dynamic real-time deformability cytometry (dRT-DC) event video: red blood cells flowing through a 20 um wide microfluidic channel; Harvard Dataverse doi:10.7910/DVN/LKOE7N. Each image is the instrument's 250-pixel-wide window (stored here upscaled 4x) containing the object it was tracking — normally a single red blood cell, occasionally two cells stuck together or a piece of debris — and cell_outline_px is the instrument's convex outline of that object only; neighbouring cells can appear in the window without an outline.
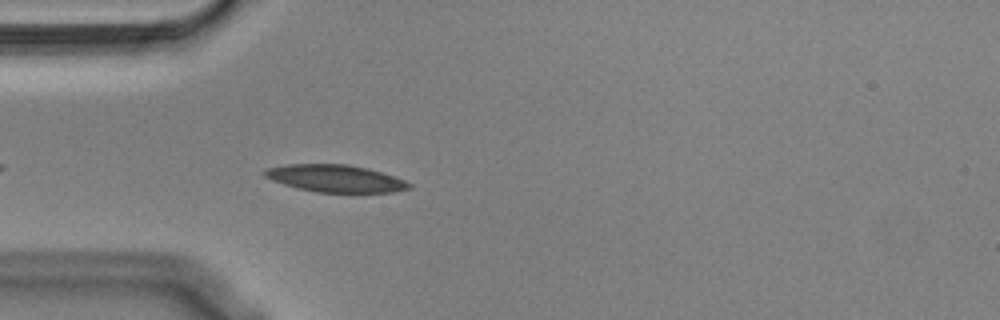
{"species": "Egyptian fruit bat (a non-hibernating species)", "species_latin": "Rousettus aegyptiacus", "temperature_condition": "cold", "stored_images_in_passage": 16, "camera_frame_rate_fps": 3000, "um_per_image_px": 0.085, "animal": {"sex": "male"}, "frame": {"image": 1, "passage_image": 5, "time_ms": 1.333, "image_size_px": [1000, 320], "cell_outline_px": [[412, 188], [396, 192], [316, 192], [284, 184], [272, 180], [264, 176], [264, 168], [288, 164], [348, 164], [368, 168], [404, 180], [412, 184]], "centroid_in_image_um": [28.52, 15.16], "position_along_channel_um": 56.5, "area_um2": 22.83}}
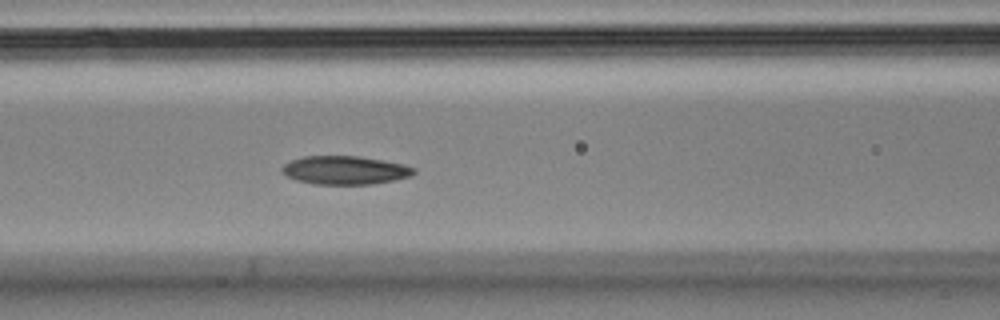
{"frame": {"image": 2, "passage_image": 12, "time_ms": 3.667, "image_size_px": [1000, 320], "cell_outline_px": [[416, 172], [412, 176], [396, 180], [372, 184], [316, 184], [296, 180], [280, 172], [280, 168], [284, 164], [292, 160], [304, 156], [356, 156], [404, 164], [416, 168]], "centroid_in_image_um": [29.34, 14.47], "position_along_channel_um": 137.3, "area_um2": 21.91}}